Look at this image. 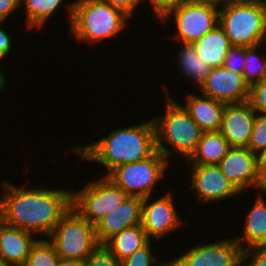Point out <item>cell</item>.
Wrapping results in <instances>:
<instances>
[{
    "label": "cell",
    "instance_id": "1",
    "mask_svg": "<svg viewBox=\"0 0 266 266\" xmlns=\"http://www.w3.org/2000/svg\"><path fill=\"white\" fill-rule=\"evenodd\" d=\"M1 184L0 221L40 237L47 238L72 206V192L65 189L20 188L5 180Z\"/></svg>",
    "mask_w": 266,
    "mask_h": 266
},
{
    "label": "cell",
    "instance_id": "2",
    "mask_svg": "<svg viewBox=\"0 0 266 266\" xmlns=\"http://www.w3.org/2000/svg\"><path fill=\"white\" fill-rule=\"evenodd\" d=\"M72 150L82 161H94L104 166L105 176L118 166L148 158L157 151L153 119L111 130L99 140Z\"/></svg>",
    "mask_w": 266,
    "mask_h": 266
},
{
    "label": "cell",
    "instance_id": "3",
    "mask_svg": "<svg viewBox=\"0 0 266 266\" xmlns=\"http://www.w3.org/2000/svg\"><path fill=\"white\" fill-rule=\"evenodd\" d=\"M67 7L70 35L85 43H100L121 35L130 18L123 11L100 0H75ZM67 4V5H66Z\"/></svg>",
    "mask_w": 266,
    "mask_h": 266
},
{
    "label": "cell",
    "instance_id": "4",
    "mask_svg": "<svg viewBox=\"0 0 266 266\" xmlns=\"http://www.w3.org/2000/svg\"><path fill=\"white\" fill-rule=\"evenodd\" d=\"M163 89L164 95L166 94L165 113L152 118L155 125L156 147L167 160L175 153L187 161L195 152L204 131L183 105L170 96L165 85Z\"/></svg>",
    "mask_w": 266,
    "mask_h": 266
},
{
    "label": "cell",
    "instance_id": "5",
    "mask_svg": "<svg viewBox=\"0 0 266 266\" xmlns=\"http://www.w3.org/2000/svg\"><path fill=\"white\" fill-rule=\"evenodd\" d=\"M219 5L222 6L219 8L218 24L223 28L232 46L266 45L265 5L231 2Z\"/></svg>",
    "mask_w": 266,
    "mask_h": 266
},
{
    "label": "cell",
    "instance_id": "6",
    "mask_svg": "<svg viewBox=\"0 0 266 266\" xmlns=\"http://www.w3.org/2000/svg\"><path fill=\"white\" fill-rule=\"evenodd\" d=\"M64 259L85 261L100 245L95 226L83 218L73 206L61 217L52 233L46 238Z\"/></svg>",
    "mask_w": 266,
    "mask_h": 266
},
{
    "label": "cell",
    "instance_id": "7",
    "mask_svg": "<svg viewBox=\"0 0 266 266\" xmlns=\"http://www.w3.org/2000/svg\"><path fill=\"white\" fill-rule=\"evenodd\" d=\"M169 163L171 162L157 150L152 156L118 166L105 176L129 196L144 199L151 197L156 183L165 178Z\"/></svg>",
    "mask_w": 266,
    "mask_h": 266
},
{
    "label": "cell",
    "instance_id": "8",
    "mask_svg": "<svg viewBox=\"0 0 266 266\" xmlns=\"http://www.w3.org/2000/svg\"><path fill=\"white\" fill-rule=\"evenodd\" d=\"M101 177L88 181L80 191H72V206L94 226L129 196L108 177Z\"/></svg>",
    "mask_w": 266,
    "mask_h": 266
},
{
    "label": "cell",
    "instance_id": "9",
    "mask_svg": "<svg viewBox=\"0 0 266 266\" xmlns=\"http://www.w3.org/2000/svg\"><path fill=\"white\" fill-rule=\"evenodd\" d=\"M219 4L209 1L187 0L177 9L169 12L162 22L173 15L177 31L172 36L177 43L192 44L210 32L219 23Z\"/></svg>",
    "mask_w": 266,
    "mask_h": 266
},
{
    "label": "cell",
    "instance_id": "10",
    "mask_svg": "<svg viewBox=\"0 0 266 266\" xmlns=\"http://www.w3.org/2000/svg\"><path fill=\"white\" fill-rule=\"evenodd\" d=\"M242 249L234 238L194 245L169 266H240Z\"/></svg>",
    "mask_w": 266,
    "mask_h": 266
},
{
    "label": "cell",
    "instance_id": "11",
    "mask_svg": "<svg viewBox=\"0 0 266 266\" xmlns=\"http://www.w3.org/2000/svg\"><path fill=\"white\" fill-rule=\"evenodd\" d=\"M190 173V189L202 204H213L240 194L216 164H192Z\"/></svg>",
    "mask_w": 266,
    "mask_h": 266
},
{
    "label": "cell",
    "instance_id": "12",
    "mask_svg": "<svg viewBox=\"0 0 266 266\" xmlns=\"http://www.w3.org/2000/svg\"><path fill=\"white\" fill-rule=\"evenodd\" d=\"M217 165L240 193L250 187L258 188L259 191L266 189L258 173L257 154L247 147H231Z\"/></svg>",
    "mask_w": 266,
    "mask_h": 266
},
{
    "label": "cell",
    "instance_id": "13",
    "mask_svg": "<svg viewBox=\"0 0 266 266\" xmlns=\"http://www.w3.org/2000/svg\"><path fill=\"white\" fill-rule=\"evenodd\" d=\"M172 195L169 191L152 203L149 202L151 197L143 199L141 226L150 240L160 239L172 230H178L184 223L176 210Z\"/></svg>",
    "mask_w": 266,
    "mask_h": 266
},
{
    "label": "cell",
    "instance_id": "14",
    "mask_svg": "<svg viewBox=\"0 0 266 266\" xmlns=\"http://www.w3.org/2000/svg\"><path fill=\"white\" fill-rule=\"evenodd\" d=\"M199 90L201 95L225 104L247 102L250 95V87L243 74L224 67L211 68Z\"/></svg>",
    "mask_w": 266,
    "mask_h": 266
},
{
    "label": "cell",
    "instance_id": "15",
    "mask_svg": "<svg viewBox=\"0 0 266 266\" xmlns=\"http://www.w3.org/2000/svg\"><path fill=\"white\" fill-rule=\"evenodd\" d=\"M256 118L250 103L226 104L219 132L231 147H247Z\"/></svg>",
    "mask_w": 266,
    "mask_h": 266
},
{
    "label": "cell",
    "instance_id": "16",
    "mask_svg": "<svg viewBox=\"0 0 266 266\" xmlns=\"http://www.w3.org/2000/svg\"><path fill=\"white\" fill-rule=\"evenodd\" d=\"M143 199L128 196L125 201L95 225L96 238L103 245L123 229L140 225Z\"/></svg>",
    "mask_w": 266,
    "mask_h": 266
},
{
    "label": "cell",
    "instance_id": "17",
    "mask_svg": "<svg viewBox=\"0 0 266 266\" xmlns=\"http://www.w3.org/2000/svg\"><path fill=\"white\" fill-rule=\"evenodd\" d=\"M36 234L0 221V261L4 266H23L32 247L39 239Z\"/></svg>",
    "mask_w": 266,
    "mask_h": 266
},
{
    "label": "cell",
    "instance_id": "18",
    "mask_svg": "<svg viewBox=\"0 0 266 266\" xmlns=\"http://www.w3.org/2000/svg\"><path fill=\"white\" fill-rule=\"evenodd\" d=\"M264 195L266 189L257 192V198L245 217L243 234L234 238L242 250L266 247V196Z\"/></svg>",
    "mask_w": 266,
    "mask_h": 266
},
{
    "label": "cell",
    "instance_id": "19",
    "mask_svg": "<svg viewBox=\"0 0 266 266\" xmlns=\"http://www.w3.org/2000/svg\"><path fill=\"white\" fill-rule=\"evenodd\" d=\"M183 106L204 132L219 131L225 103L202 95L187 94Z\"/></svg>",
    "mask_w": 266,
    "mask_h": 266
},
{
    "label": "cell",
    "instance_id": "20",
    "mask_svg": "<svg viewBox=\"0 0 266 266\" xmlns=\"http://www.w3.org/2000/svg\"><path fill=\"white\" fill-rule=\"evenodd\" d=\"M192 44L196 49L197 56L211 68L222 67L226 53L232 47L229 38L219 24Z\"/></svg>",
    "mask_w": 266,
    "mask_h": 266
},
{
    "label": "cell",
    "instance_id": "21",
    "mask_svg": "<svg viewBox=\"0 0 266 266\" xmlns=\"http://www.w3.org/2000/svg\"><path fill=\"white\" fill-rule=\"evenodd\" d=\"M231 146L219 131L204 132L195 152L186 161L188 165L218 164Z\"/></svg>",
    "mask_w": 266,
    "mask_h": 266
},
{
    "label": "cell",
    "instance_id": "22",
    "mask_svg": "<svg viewBox=\"0 0 266 266\" xmlns=\"http://www.w3.org/2000/svg\"><path fill=\"white\" fill-rule=\"evenodd\" d=\"M149 241L150 239L140 224L123 229L108 239L103 246L119 261H122L145 246Z\"/></svg>",
    "mask_w": 266,
    "mask_h": 266
},
{
    "label": "cell",
    "instance_id": "23",
    "mask_svg": "<svg viewBox=\"0 0 266 266\" xmlns=\"http://www.w3.org/2000/svg\"><path fill=\"white\" fill-rule=\"evenodd\" d=\"M180 49L177 50L176 66L180 72L185 75V78L195 83L198 88L205 81L207 74L210 72L211 67L203 59L197 56V52L193 44L181 43Z\"/></svg>",
    "mask_w": 266,
    "mask_h": 266
},
{
    "label": "cell",
    "instance_id": "24",
    "mask_svg": "<svg viewBox=\"0 0 266 266\" xmlns=\"http://www.w3.org/2000/svg\"><path fill=\"white\" fill-rule=\"evenodd\" d=\"M65 0H20L24 6L26 25L29 29L42 28L46 21L54 15ZM23 3V4H22Z\"/></svg>",
    "mask_w": 266,
    "mask_h": 266
},
{
    "label": "cell",
    "instance_id": "25",
    "mask_svg": "<svg viewBox=\"0 0 266 266\" xmlns=\"http://www.w3.org/2000/svg\"><path fill=\"white\" fill-rule=\"evenodd\" d=\"M261 46L245 47L243 76L249 87L266 77V55L257 53Z\"/></svg>",
    "mask_w": 266,
    "mask_h": 266
},
{
    "label": "cell",
    "instance_id": "26",
    "mask_svg": "<svg viewBox=\"0 0 266 266\" xmlns=\"http://www.w3.org/2000/svg\"><path fill=\"white\" fill-rule=\"evenodd\" d=\"M59 256L47 239H40L32 247L23 266H57Z\"/></svg>",
    "mask_w": 266,
    "mask_h": 266
},
{
    "label": "cell",
    "instance_id": "27",
    "mask_svg": "<svg viewBox=\"0 0 266 266\" xmlns=\"http://www.w3.org/2000/svg\"><path fill=\"white\" fill-rule=\"evenodd\" d=\"M151 242L120 261V266H169V261L160 262L151 250ZM155 264V265H154Z\"/></svg>",
    "mask_w": 266,
    "mask_h": 266
},
{
    "label": "cell",
    "instance_id": "28",
    "mask_svg": "<svg viewBox=\"0 0 266 266\" xmlns=\"http://www.w3.org/2000/svg\"><path fill=\"white\" fill-rule=\"evenodd\" d=\"M247 148L255 154H258L266 148V114L256 112V118Z\"/></svg>",
    "mask_w": 266,
    "mask_h": 266
},
{
    "label": "cell",
    "instance_id": "29",
    "mask_svg": "<svg viewBox=\"0 0 266 266\" xmlns=\"http://www.w3.org/2000/svg\"><path fill=\"white\" fill-rule=\"evenodd\" d=\"M84 266H120V261L103 245H99L84 261Z\"/></svg>",
    "mask_w": 266,
    "mask_h": 266
},
{
    "label": "cell",
    "instance_id": "30",
    "mask_svg": "<svg viewBox=\"0 0 266 266\" xmlns=\"http://www.w3.org/2000/svg\"><path fill=\"white\" fill-rule=\"evenodd\" d=\"M245 60V46H232L226 53L222 67L243 74Z\"/></svg>",
    "mask_w": 266,
    "mask_h": 266
},
{
    "label": "cell",
    "instance_id": "31",
    "mask_svg": "<svg viewBox=\"0 0 266 266\" xmlns=\"http://www.w3.org/2000/svg\"><path fill=\"white\" fill-rule=\"evenodd\" d=\"M248 102L256 112L266 114V77L250 87Z\"/></svg>",
    "mask_w": 266,
    "mask_h": 266
},
{
    "label": "cell",
    "instance_id": "32",
    "mask_svg": "<svg viewBox=\"0 0 266 266\" xmlns=\"http://www.w3.org/2000/svg\"><path fill=\"white\" fill-rule=\"evenodd\" d=\"M240 266H266V247L242 250Z\"/></svg>",
    "mask_w": 266,
    "mask_h": 266
},
{
    "label": "cell",
    "instance_id": "33",
    "mask_svg": "<svg viewBox=\"0 0 266 266\" xmlns=\"http://www.w3.org/2000/svg\"><path fill=\"white\" fill-rule=\"evenodd\" d=\"M185 1L187 0H149L148 2L151 4L153 15L161 22L169 12L177 9Z\"/></svg>",
    "mask_w": 266,
    "mask_h": 266
},
{
    "label": "cell",
    "instance_id": "34",
    "mask_svg": "<svg viewBox=\"0 0 266 266\" xmlns=\"http://www.w3.org/2000/svg\"><path fill=\"white\" fill-rule=\"evenodd\" d=\"M110 4L112 7H115L121 11H123L126 15H128L131 19L133 16V12L135 9L140 6L143 2L142 0H100Z\"/></svg>",
    "mask_w": 266,
    "mask_h": 266
},
{
    "label": "cell",
    "instance_id": "35",
    "mask_svg": "<svg viewBox=\"0 0 266 266\" xmlns=\"http://www.w3.org/2000/svg\"><path fill=\"white\" fill-rule=\"evenodd\" d=\"M18 8L20 0H0V22L6 21Z\"/></svg>",
    "mask_w": 266,
    "mask_h": 266
},
{
    "label": "cell",
    "instance_id": "36",
    "mask_svg": "<svg viewBox=\"0 0 266 266\" xmlns=\"http://www.w3.org/2000/svg\"><path fill=\"white\" fill-rule=\"evenodd\" d=\"M1 24L3 25L4 22H0V26ZM8 34L6 30L0 27V60L6 58L13 47L11 35Z\"/></svg>",
    "mask_w": 266,
    "mask_h": 266
},
{
    "label": "cell",
    "instance_id": "37",
    "mask_svg": "<svg viewBox=\"0 0 266 266\" xmlns=\"http://www.w3.org/2000/svg\"><path fill=\"white\" fill-rule=\"evenodd\" d=\"M257 169L259 176L266 184V148L257 154Z\"/></svg>",
    "mask_w": 266,
    "mask_h": 266
},
{
    "label": "cell",
    "instance_id": "38",
    "mask_svg": "<svg viewBox=\"0 0 266 266\" xmlns=\"http://www.w3.org/2000/svg\"><path fill=\"white\" fill-rule=\"evenodd\" d=\"M57 266H84V261L78 259L59 258Z\"/></svg>",
    "mask_w": 266,
    "mask_h": 266
},
{
    "label": "cell",
    "instance_id": "39",
    "mask_svg": "<svg viewBox=\"0 0 266 266\" xmlns=\"http://www.w3.org/2000/svg\"><path fill=\"white\" fill-rule=\"evenodd\" d=\"M223 2H231V3H254L266 5V0H223Z\"/></svg>",
    "mask_w": 266,
    "mask_h": 266
},
{
    "label": "cell",
    "instance_id": "40",
    "mask_svg": "<svg viewBox=\"0 0 266 266\" xmlns=\"http://www.w3.org/2000/svg\"><path fill=\"white\" fill-rule=\"evenodd\" d=\"M7 77L0 71V92L5 88L6 83L8 82Z\"/></svg>",
    "mask_w": 266,
    "mask_h": 266
},
{
    "label": "cell",
    "instance_id": "41",
    "mask_svg": "<svg viewBox=\"0 0 266 266\" xmlns=\"http://www.w3.org/2000/svg\"><path fill=\"white\" fill-rule=\"evenodd\" d=\"M194 1H209V2H214V3H217V4H222L223 3V0H194Z\"/></svg>",
    "mask_w": 266,
    "mask_h": 266
}]
</instances>
